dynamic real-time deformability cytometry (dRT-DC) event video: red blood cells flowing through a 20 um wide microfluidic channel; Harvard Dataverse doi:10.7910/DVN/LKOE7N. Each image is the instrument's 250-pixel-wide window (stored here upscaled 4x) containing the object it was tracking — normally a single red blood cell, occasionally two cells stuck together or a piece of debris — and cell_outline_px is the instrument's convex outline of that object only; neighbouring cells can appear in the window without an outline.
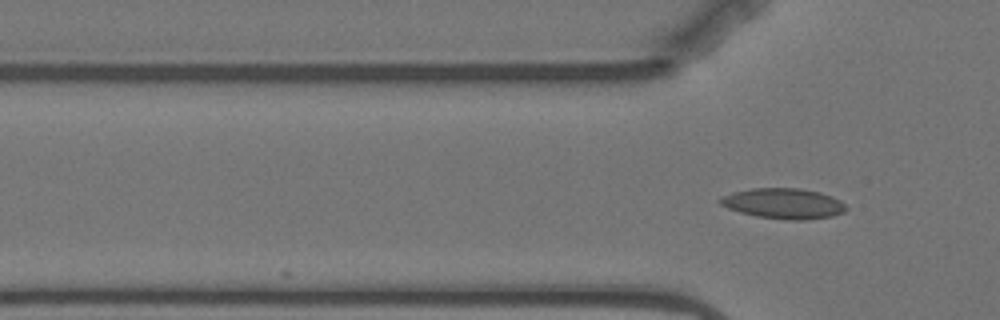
{"species": "Egyptian fruit bat (a non-hibernating species)", "species_latin": "Rousettus aegyptiacus", "temperature_condition": "warm", "stored_images_in_passage": 4, "camera_frame_rate_fps": 3000, "um_per_image_px": 0.085, "animal": {"sex": "female"}, "frame": {"image": 1, "passage_image": 4, "time_ms": 3.333, "image_size_px": [1000, 320], "cell_outline_px": [[848, 208], [844, 212], [832, 216], [804, 220], [788, 220], [756, 216], [740, 212], [728, 208], [720, 204], [716, 200], [720, 196], [732, 192], [752, 188], [800, 188], [820, 192], [832, 196], [840, 200]], "centroid_in_image_um": [66.58, 17.29], "position_along_channel_um": 59.2, "area_um2": 22.54}}